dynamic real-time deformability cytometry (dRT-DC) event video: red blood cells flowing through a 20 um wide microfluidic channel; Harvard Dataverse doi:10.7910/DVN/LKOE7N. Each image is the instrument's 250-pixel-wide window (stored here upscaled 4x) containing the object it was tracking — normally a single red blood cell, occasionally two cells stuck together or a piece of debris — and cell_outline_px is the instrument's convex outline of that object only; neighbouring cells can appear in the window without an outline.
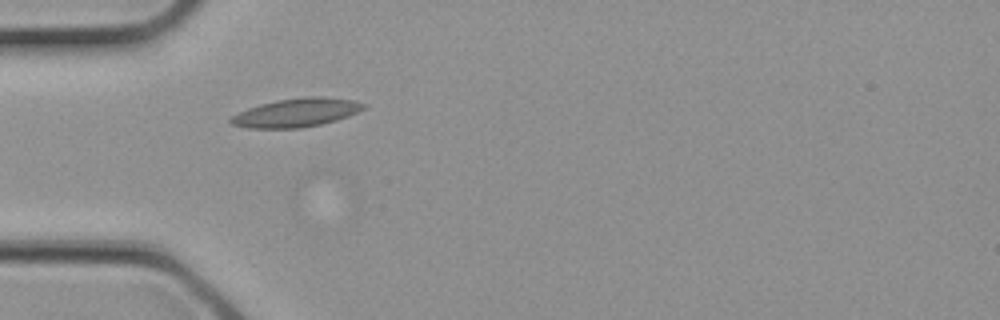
{"species": "common noctule bat (a hibernating species)", "species_latin": "Nyctalus noctula", "temperature_condition": "cold", "stored_images_in_passage": 3, "camera_frame_rate_fps": 3000, "um_per_image_px": 0.085, "animal": {"sex": "female", "body_mass_g": 21.9}, "frame": {"image": 1, "passage_image": 3, "time_ms": 0.667, "image_size_px": [1000, 320], "cell_outline_px": [[368, 108], [348, 116], [336, 120], [320, 124], [300, 128], [248, 128], [232, 124], [228, 120], [232, 116], [248, 108], [260, 104], [276, 100], [304, 96], [324, 96], [352, 100], [368, 104]], "centroid_in_image_um": [25.24, 9.56], "position_along_channel_um": 59.8, "area_um2": 22.25}}